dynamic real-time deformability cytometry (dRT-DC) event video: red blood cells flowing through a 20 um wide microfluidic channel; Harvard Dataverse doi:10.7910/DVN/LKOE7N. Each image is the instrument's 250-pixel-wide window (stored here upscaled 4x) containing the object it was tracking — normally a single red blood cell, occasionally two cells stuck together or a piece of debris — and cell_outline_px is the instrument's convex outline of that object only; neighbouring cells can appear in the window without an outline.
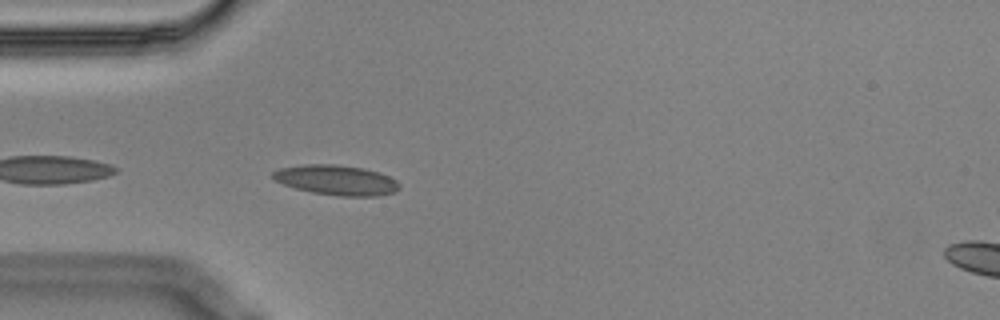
{"species": "Egyptian fruit bat (a non-hibernating species)", "species_latin": "Rousettus aegyptiacus", "temperature_condition": "cold", "stored_images_in_passage": 11, "camera_frame_rate_fps": 3000, "um_per_image_px": 0.085, "animal": {"sex": "male"}, "frame": {"image": 1, "passage_image": 2, "time_ms": 0.333, "image_size_px": [1000, 320], "cell_outline_px": [[400, 188], [396, 192], [376, 196], [340, 196], [312, 192], [296, 188], [284, 184], [276, 180], [272, 176], [272, 172], [280, 168], [304, 164], [336, 164], [364, 168], [380, 172], [396, 180], [400, 184]], "centroid_in_image_um": [28.63, 15.3], "position_along_channel_um": 56.4, "area_um2": 22.14}}
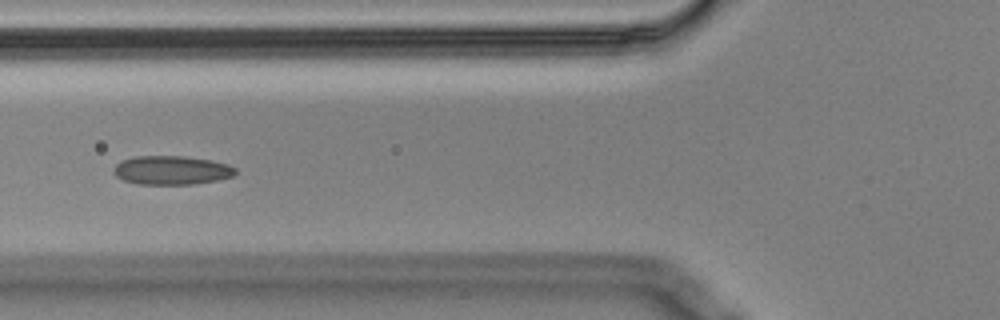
{"frame": {"image": 2, "passage_image": 7, "time_ms": 2.0, "image_size_px": [1000, 320], "cell_outline_px": [[236, 172], [232, 176], [216, 180], [192, 184], [136, 184], [124, 180], [116, 176], [112, 172], [112, 168], [120, 160], [136, 156], [184, 156], [212, 160], [228, 164], [236, 168]], "centroid_in_image_um": [14.54, 14.46], "position_along_channel_um": 111.3, "area_um2": 20.58}}